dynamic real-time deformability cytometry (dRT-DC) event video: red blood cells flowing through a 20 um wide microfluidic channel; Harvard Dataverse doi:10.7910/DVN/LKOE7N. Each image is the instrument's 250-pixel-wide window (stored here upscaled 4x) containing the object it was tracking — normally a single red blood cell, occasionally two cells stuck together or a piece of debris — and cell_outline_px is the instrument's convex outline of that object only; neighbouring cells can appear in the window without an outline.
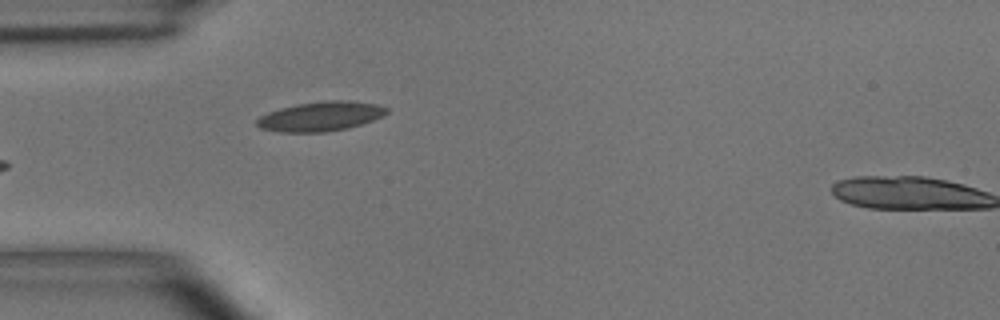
{"species": "common noctule bat (a hibernating species)", "species_latin": "Nyctalus noctula", "temperature_condition": "room temperature", "stored_images_in_passage": 5, "segment_of_instrument_passage": [1, 2], "camera_frame_rate_fps": 3000, "um_per_image_px": 0.085, "animal": {"sex": "male", "body_mass_g": 15.6}, "frame": {"image": 1, "passage_image": 4, "time_ms": 4.333, "image_size_px": [1000, 320], "cell_outline_px": [[388, 112], [384, 116], [348, 128], [324, 132], [280, 132], [260, 128], [256, 124], [256, 120], [260, 116], [268, 112], [280, 108], [296, 104], [324, 100], [348, 100], [376, 104], [388, 108]], "centroid_in_image_um": [27.25, 9.88], "position_along_channel_um": 57.8, "area_um2": 22.37}}